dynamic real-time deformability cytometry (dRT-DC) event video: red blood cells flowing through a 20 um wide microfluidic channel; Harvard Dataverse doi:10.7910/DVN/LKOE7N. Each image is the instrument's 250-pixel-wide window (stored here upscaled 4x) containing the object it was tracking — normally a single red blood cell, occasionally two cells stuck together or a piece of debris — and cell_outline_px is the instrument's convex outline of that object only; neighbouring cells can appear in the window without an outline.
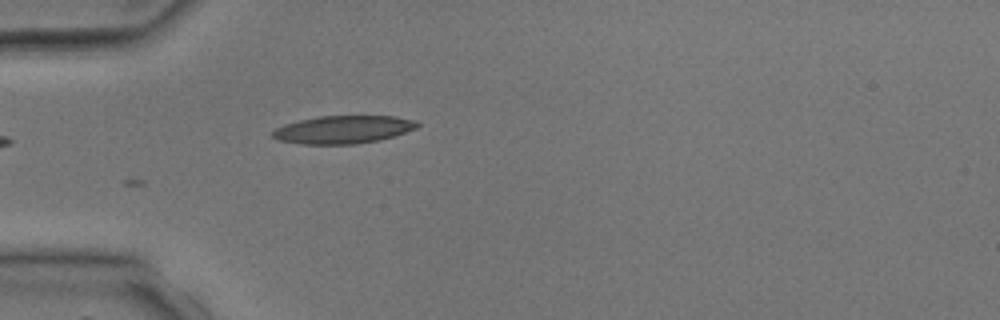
{"species": "common noctule bat (a hibernating species)", "species_latin": "Nyctalus noctula", "temperature_condition": "room temperature", "stored_images_in_passage": 4, "camera_frame_rate_fps": 3000, "um_per_image_px": 0.085, "animal": {"sex": "male", "body_mass_g": 17.9, "forearm_length_mm": 54.2}, "frame": {"image": 1, "passage_image": 4, "time_ms": 3.667, "image_size_px": [1000, 320], "cell_outline_px": [[420, 124], [416, 128], [392, 136], [376, 140], [356, 144], [300, 144], [280, 140], [272, 136], [272, 132], [276, 128], [284, 124], [300, 120], [320, 116], [396, 116], [416, 120]], "centroid_in_image_um": [29.17, 11.0], "position_along_channel_um": 55.8, "area_um2": 23.29}}